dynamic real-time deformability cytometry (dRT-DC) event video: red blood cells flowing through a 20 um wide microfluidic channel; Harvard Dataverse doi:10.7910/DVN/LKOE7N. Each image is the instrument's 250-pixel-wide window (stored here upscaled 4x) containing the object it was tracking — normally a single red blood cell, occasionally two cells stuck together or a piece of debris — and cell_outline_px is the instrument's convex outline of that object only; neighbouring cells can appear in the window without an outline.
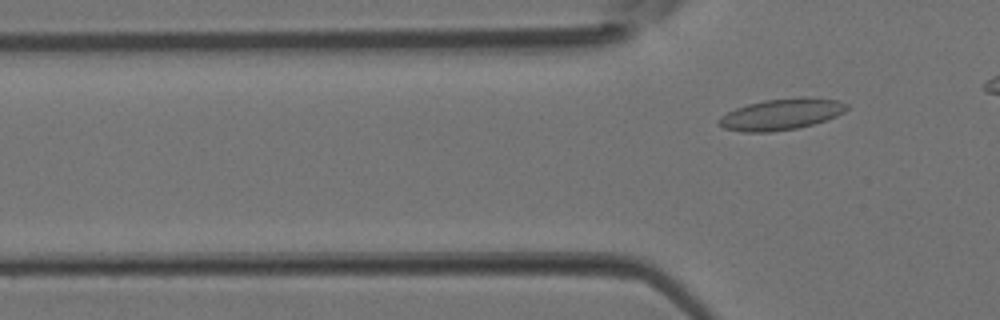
{"species": "Egyptian fruit bat (a non-hibernating species)", "species_latin": "Rousettus aegyptiacus", "temperature_condition": "room temperature", "stored_images_in_passage": 4, "camera_frame_rate_fps": 3000, "um_per_image_px": 0.085, "animal": {"sex": "female"}, "frame": {"image": 1, "passage_image": 4, "time_ms": 1.0, "image_size_px": [1000, 320], "cell_outline_px": [[848, 108], [844, 112], [836, 116], [812, 124], [796, 128], [772, 132], [744, 132], [724, 128], [716, 124], [716, 120], [720, 116], [736, 108], [748, 104], [764, 100], [800, 96], [808, 96], [840, 100], [848, 104]], "centroid_in_image_um": [66.41, 9.69], "position_along_channel_um": 59.4, "area_um2": 23.52}}